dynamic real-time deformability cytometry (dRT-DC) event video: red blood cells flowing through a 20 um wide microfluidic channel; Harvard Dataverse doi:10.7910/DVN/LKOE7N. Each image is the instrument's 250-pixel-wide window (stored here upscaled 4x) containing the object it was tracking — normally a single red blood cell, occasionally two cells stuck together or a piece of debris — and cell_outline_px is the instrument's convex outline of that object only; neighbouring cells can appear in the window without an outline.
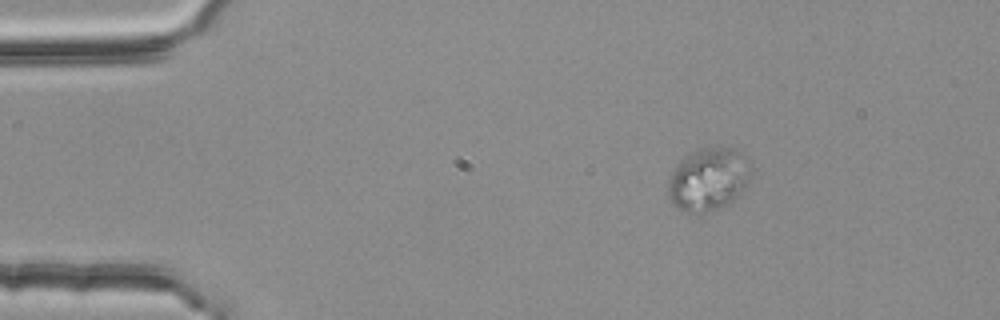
{"species": "common noctule bat (a hibernating species)", "species_latin": "Nyctalus noctula", "temperature_condition": "room temperature", "stored_images_in_passage": 3, "camera_frame_rate_fps": 3000, "um_per_image_px": 0.085, "animal": {"sex": "female", "body_mass_g": 25.1}, "frame": {"image": 1, "passage_image": 1, "time_ms": 0.0, "image_size_px": [1000, 320], "cell_outline_px": [[752, 172], [748, 180], [732, 204], [704, 212], [684, 212], [672, 204], [668, 196], [668, 180], [672, 172], [680, 160], [688, 152], [700, 148], [732, 148], [740, 152], [748, 160]], "centroid_in_image_um": [60.19, 15.24], "position_along_channel_um": 24.8, "area_um2": 30.4}}
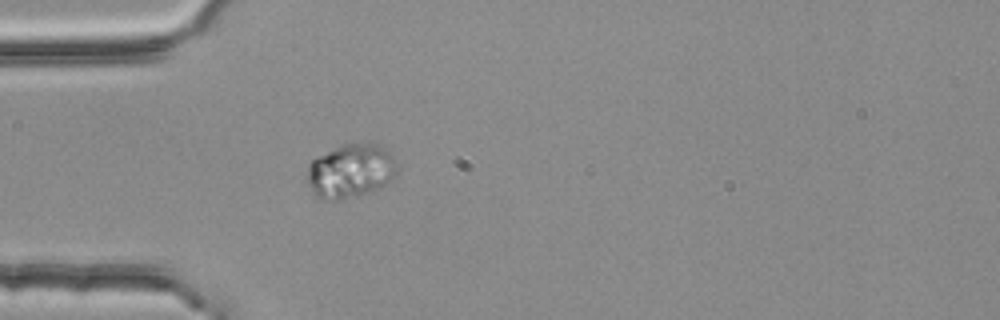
{"frame": {"image": 2, "passage_image": 3, "time_ms": 0.667, "image_size_px": [1000, 320], "cell_outline_px": [[396, 172], [392, 180], [380, 188], [356, 196], [336, 200], [328, 200], [316, 196], [312, 192], [308, 180], [308, 164], [316, 156], [344, 144], [372, 140], [384, 148], [388, 152], [396, 164]], "centroid_in_image_um": [29.81, 14.5], "position_along_channel_um": 55.2, "area_um2": 28.38}}